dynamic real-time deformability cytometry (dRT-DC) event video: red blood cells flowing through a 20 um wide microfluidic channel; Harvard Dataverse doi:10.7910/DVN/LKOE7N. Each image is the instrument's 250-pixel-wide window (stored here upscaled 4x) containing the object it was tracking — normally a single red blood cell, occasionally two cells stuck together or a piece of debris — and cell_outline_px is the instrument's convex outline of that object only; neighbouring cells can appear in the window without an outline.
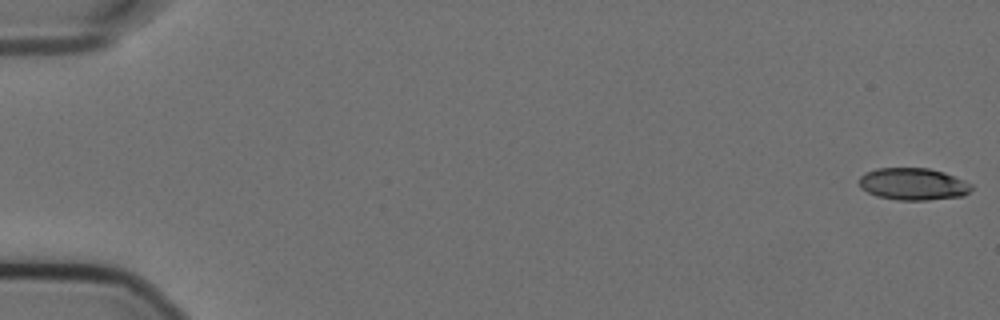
{"species": "Egyptian fruit bat (a non-hibernating species)", "species_latin": "Rousettus aegyptiacus", "temperature_condition": "cold", "stored_images_in_passage": 57, "camera_frame_rate_fps": 3000, "um_per_image_px": 0.085, "animal": {"sex": "female"}, "frame": {"image": 1, "passage_image": 1, "time_ms": 0.0, "image_size_px": [1000, 320], "cell_outline_px": [[972, 188], [964, 196], [928, 200], [896, 200], [876, 196], [860, 188], [860, 176], [864, 172], [876, 168], [928, 168], [944, 172], [964, 180], [972, 184]], "centroid_in_image_um": [77.61, 15.64], "position_along_channel_um": 7.4, "area_um2": 21.15}}
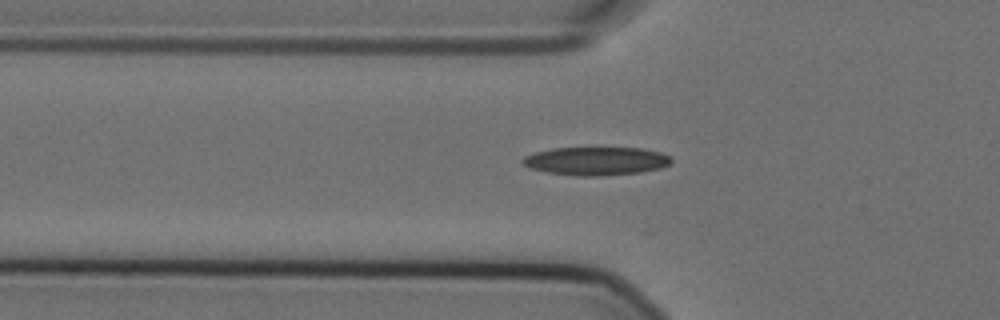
{"frame": {"image": 2, "passage_image": 20, "time_ms": 6.333, "image_size_px": [1000, 320], "cell_outline_px": [[672, 160], [668, 164], [660, 168], [640, 172], [600, 176], [576, 176], [548, 172], [532, 168], [524, 164], [520, 160], [524, 156], [536, 152], [552, 148], [640, 148], [660, 152], [668, 156]], "centroid_in_image_um": [50.65, 13.69], "position_along_channel_um": 75.2, "area_um2": 24.28}}
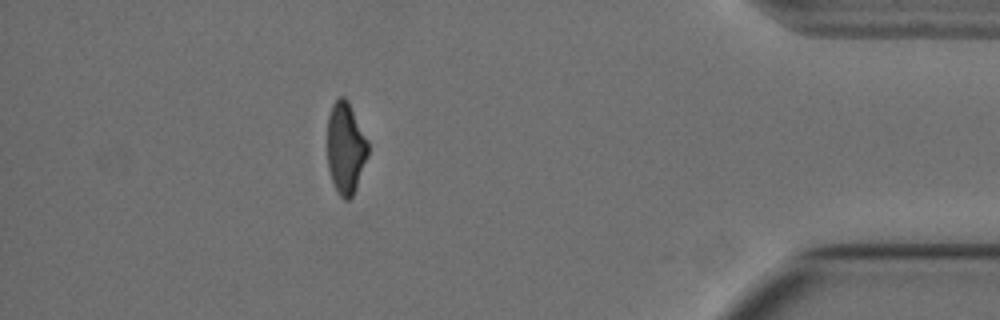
{"frame": {"image": 3, "passage_image": 51, "time_ms": 16.667, "image_size_px": [1000, 320], "cell_outline_px": [[368, 156], [356, 188], [352, 196], [348, 200], [344, 200], [336, 192], [328, 168], [328, 116], [332, 104], [340, 96], [344, 96], [348, 100], [368, 140]], "centroid_in_image_um": [29.38, 12.58], "position_along_channel_um": 405.8, "area_um2": 21.79}, "authors_computed_cell_mechanics": {"area_um2": 23.2934, "velocity_mm_per_s": 3.5999, "shape_relaxation_time_tau1_ms": 7.2803, "shape_relaxation_time_tau2_ms": 2.5102, "deformation_change_tau1": 0.1901, "deformation_change_tau2": 0.0838}}